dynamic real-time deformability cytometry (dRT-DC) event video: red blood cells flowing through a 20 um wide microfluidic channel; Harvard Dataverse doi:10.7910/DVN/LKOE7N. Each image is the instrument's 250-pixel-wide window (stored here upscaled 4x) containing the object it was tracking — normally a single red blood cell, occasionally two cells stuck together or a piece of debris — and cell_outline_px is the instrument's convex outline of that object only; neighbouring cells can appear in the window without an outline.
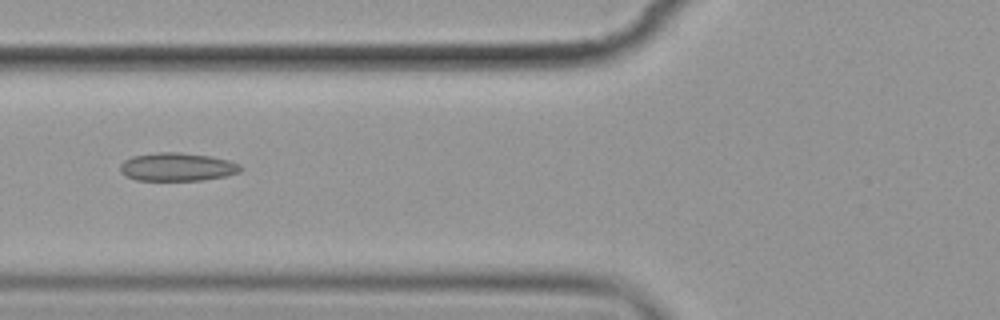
{"species": "common noctule bat (a hibernating species)", "species_latin": "Nyctalus noctula", "temperature_condition": "cold", "stored_images_in_passage": 4, "camera_frame_rate_fps": 3000, "um_per_image_px": 0.085, "animal": {"sex": "female", "body_mass_g": 19.9}, "frame": {"image": 1, "passage_image": 3, "time_ms": 2.333, "image_size_px": [1000, 320], "cell_outline_px": [[244, 168], [240, 172], [224, 176], [200, 180], [136, 180], [124, 176], [120, 172], [120, 164], [124, 160], [132, 156], [160, 152], [180, 152], [212, 156], [228, 160], [240, 164]], "centroid_in_image_um": [15.05, 14.18], "position_along_channel_um": 110.7, "area_um2": 19.94}}
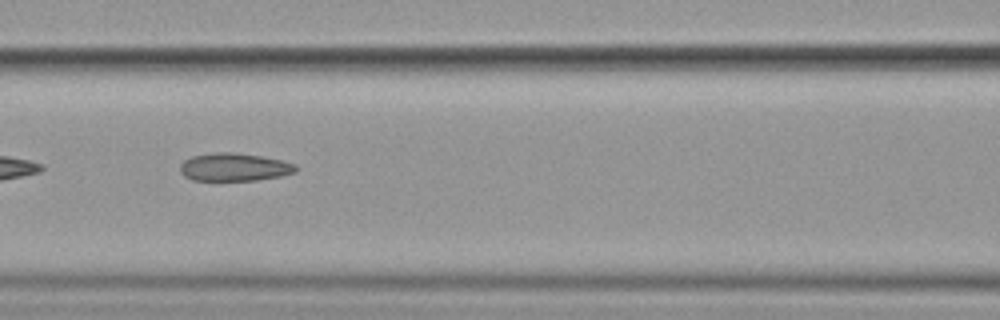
{"frame": {"image": 2, "passage_image": 4, "time_ms": 3.333, "image_size_px": [1000, 320], "cell_outline_px": [[296, 172], [280, 176], [256, 180], [192, 180], [184, 176], [180, 172], [180, 164], [184, 160], [192, 156], [216, 152], [236, 152], [264, 156], [296, 164]], "centroid_in_image_um": [19.9, 14.19], "position_along_channel_um": 146.7, "area_um2": 18.9}}